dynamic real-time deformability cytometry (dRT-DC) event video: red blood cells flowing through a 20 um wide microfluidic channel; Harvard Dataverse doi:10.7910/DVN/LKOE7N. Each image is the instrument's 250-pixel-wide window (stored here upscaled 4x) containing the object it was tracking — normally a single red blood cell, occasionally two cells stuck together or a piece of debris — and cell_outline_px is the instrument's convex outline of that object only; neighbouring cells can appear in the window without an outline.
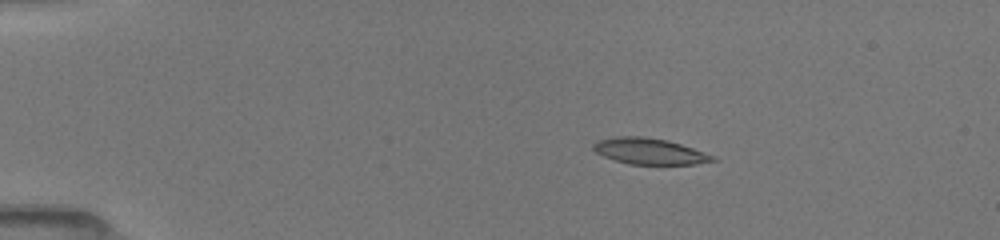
{"species": "common noctule bat (a hibernating species)", "species_latin": "Nyctalus noctula", "temperature_condition": "room temperature", "stored_images_in_passage": 43, "camera_frame_rate_fps": 3000, "um_per_image_px": 0.085, "animal": {"sex": "female", "body_mass_g": 19.5, "forearm_length_mm": 54.1}, "frame": {"image": 1, "passage_image": 1, "time_ms": 0.0, "image_size_px": [1000, 240], "cell_outline_px": [[720, 160], [696, 164], [628, 164], [604, 156], [596, 152], [592, 148], [592, 144], [596, 140], [616, 136], [644, 136], [668, 140], [716, 156]], "centroid_in_image_um": [55.21, 12.85], "position_along_channel_um": 29.8, "area_um2": 18.26}}
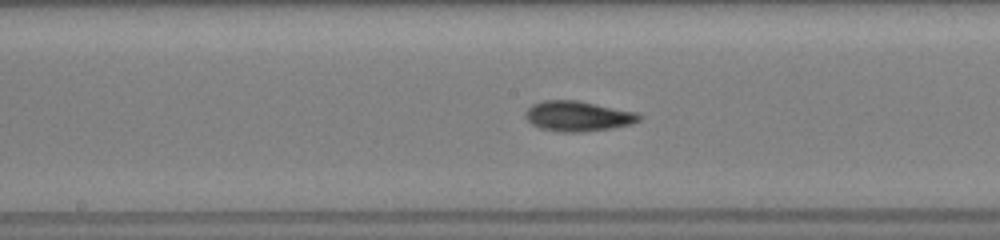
{"frame": {"image": 2, "passage_image": 19, "time_ms": 6.0, "image_size_px": [1000, 240], "cell_outline_px": [[644, 116], [640, 120], [632, 124], [612, 128], [584, 132], [556, 132], [540, 128], [532, 124], [524, 116], [524, 112], [532, 104], [544, 100], [576, 100], [640, 112]], "centroid_in_image_um": [49.16, 9.87], "position_along_channel_um": 199.0, "area_um2": 20.4}}
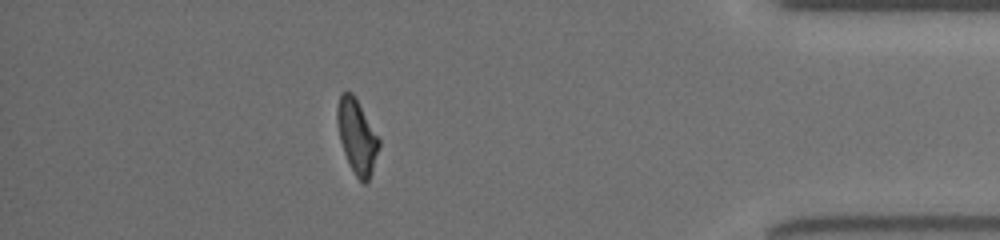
{"frame": {"image": 3, "passage_image": 37, "time_ms": 12.0, "image_size_px": [1000, 240], "cell_outline_px": [[380, 144], [372, 172], [368, 180], [364, 184], [356, 176], [344, 152], [340, 140], [336, 120], [336, 108], [340, 92], [352, 92], [380, 140]], "centroid_in_image_um": [30.32, 11.57], "position_along_channel_um": 404.9, "area_um2": 17.74}, "authors_computed_cell_mechanics": {"area_um2": 18.7272, "velocity_mm_per_s": 4.0461, "shape_relaxation_time_tau1_ms": 3.2952, "shape_relaxation_time_tau2_ms": 2.124, "deformation_change_tau1": 0.1492, "deformation_change_tau2": 0.0798}}